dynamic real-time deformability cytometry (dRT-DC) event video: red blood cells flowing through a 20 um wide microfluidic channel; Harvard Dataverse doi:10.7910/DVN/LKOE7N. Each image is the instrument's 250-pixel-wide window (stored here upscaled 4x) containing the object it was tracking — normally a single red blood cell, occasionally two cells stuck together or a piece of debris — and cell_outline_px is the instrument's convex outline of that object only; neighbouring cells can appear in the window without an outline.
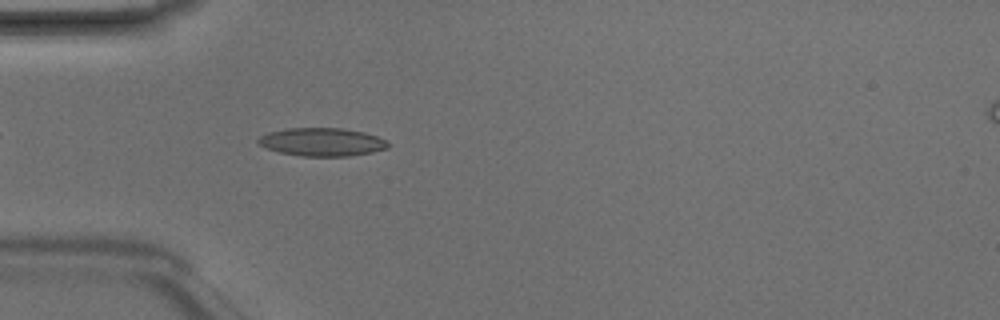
{"species": "Egyptian fruit bat (a non-hibernating species)", "species_latin": "Rousettus aegyptiacus", "temperature_condition": "room temperature", "stored_images_in_passage": 4, "camera_frame_rate_fps": 3000, "um_per_image_px": 0.085, "animal": {"sex": "male"}, "frame": {"image": 1, "passage_image": 4, "time_ms": 1.0, "image_size_px": [1000, 320], "cell_outline_px": [[392, 144], [388, 148], [372, 152], [348, 156], [300, 156], [280, 152], [268, 148], [260, 144], [256, 140], [260, 136], [268, 132], [288, 128], [344, 128], [364, 132], [388, 140]], "centroid_in_image_um": [27.42, 12.06], "position_along_channel_um": 57.6, "area_um2": 21.39}}